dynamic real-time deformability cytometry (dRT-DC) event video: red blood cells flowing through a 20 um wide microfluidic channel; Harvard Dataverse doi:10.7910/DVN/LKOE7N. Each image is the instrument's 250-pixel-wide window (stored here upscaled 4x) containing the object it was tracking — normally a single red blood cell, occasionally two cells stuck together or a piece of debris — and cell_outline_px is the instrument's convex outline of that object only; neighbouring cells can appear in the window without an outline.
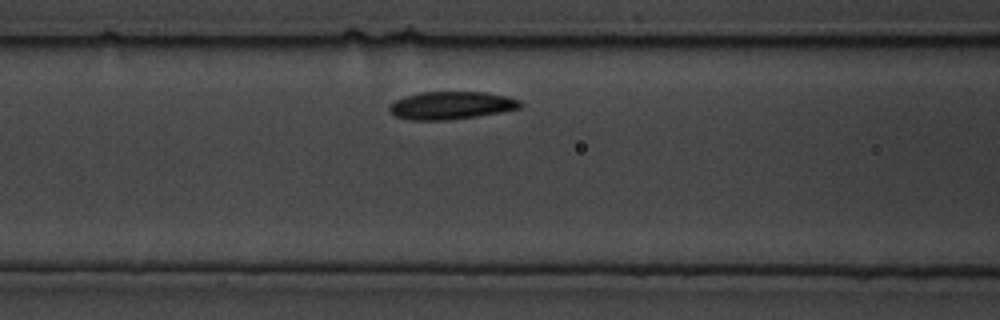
{"species": "common noctule bat (a hibernating species)", "species_latin": "Nyctalus noctula", "temperature_condition": "cold", "stored_images_in_passage": 11, "camera_frame_rate_fps": 3000, "um_per_image_px": 0.085, "animal": {"sex": "male", "body_mass_g": 19.5, "forearm_length_mm": 54.6}, "frame": {"image": 1, "passage_image": 5, "time_ms": 1.333, "image_size_px": [1000, 320], "cell_outline_px": [[524, 104], [520, 108], [500, 112], [476, 116], [448, 120], [412, 120], [396, 116], [388, 108], [396, 100], [404, 96], [420, 92], [484, 92], [508, 96], [520, 100]], "centroid_in_image_um": [38.39, 8.95], "position_along_channel_um": 128.2, "area_um2": 21.1}}
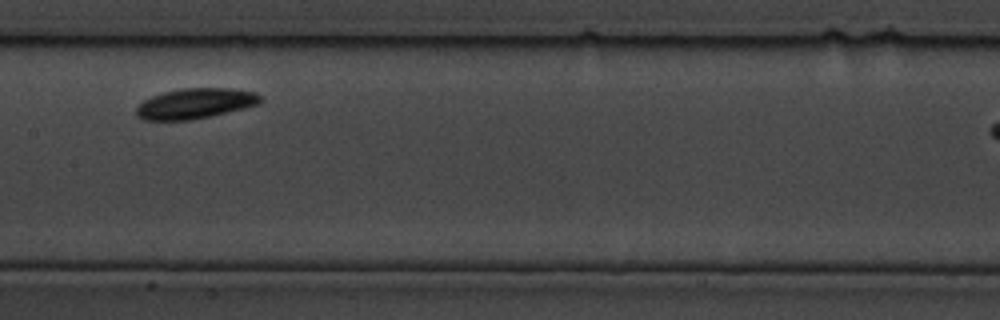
{"frame": {"image": 2, "passage_image": 7, "time_ms": 2.0, "image_size_px": [1000, 320], "cell_outline_px": [[264, 100], [260, 104], [212, 116], [192, 120], [140, 120], [136, 116], [136, 104], [152, 96], [164, 92], [184, 88], [232, 88], [256, 92]], "centroid_in_image_um": [16.59, 8.8], "position_along_channel_um": 190.8, "area_um2": 22.25}}
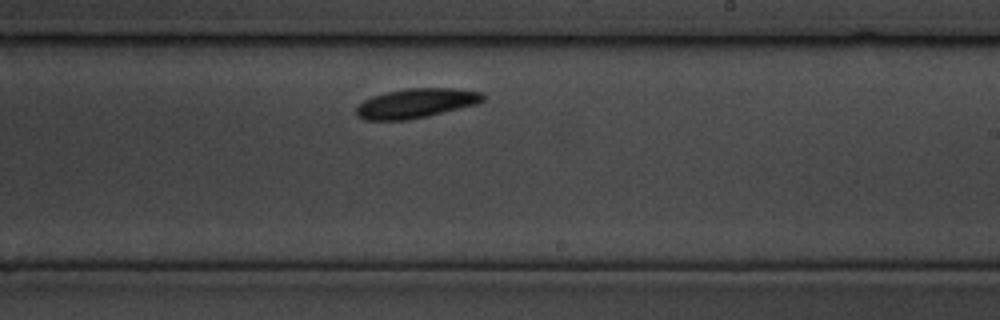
{"frame": {"image": 3, "passage_image": 10, "time_ms": 3.0, "image_size_px": [1000, 320], "cell_outline_px": [[484, 100], [476, 104], [428, 116], [408, 120], [364, 120], [356, 116], [356, 108], [364, 100], [372, 96], [388, 92], [408, 88], [452, 88], [484, 92]], "centroid_in_image_um": [35.36, 8.78], "position_along_channel_um": 253.6, "area_um2": 21.73}}